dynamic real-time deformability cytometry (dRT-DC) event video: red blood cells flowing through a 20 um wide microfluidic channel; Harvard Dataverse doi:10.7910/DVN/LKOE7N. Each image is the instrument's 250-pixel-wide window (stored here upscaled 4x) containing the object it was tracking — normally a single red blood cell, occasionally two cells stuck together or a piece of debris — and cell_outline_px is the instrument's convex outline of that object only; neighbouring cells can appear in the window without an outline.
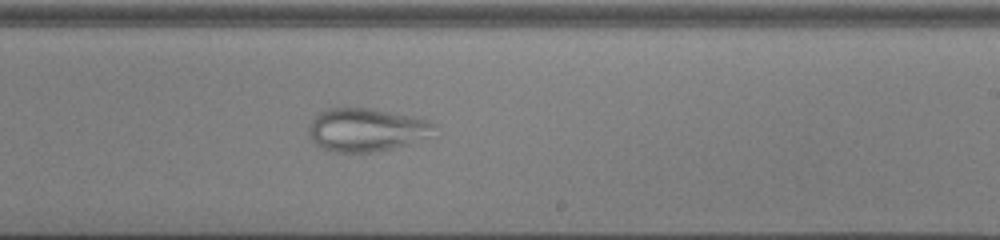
{"species": "common noctule bat (a hibernating species)", "species_latin": "Nyctalus noctula", "temperature_condition": "cold", "stored_images_in_passage": 53, "camera_frame_rate_fps": 3000, "um_per_image_px": 0.085, "animal": {"sex": "male", "body_mass_g": 13.0, "forearm_length_mm": 53.1}, "frame": {"image": 1, "passage_image": 34, "time_ms": 11.0, "image_size_px": [1000, 240], "cell_outline_px": [[436, 124], [428, 136], [412, 144], [372, 152], [336, 152], [320, 148], [312, 140], [308, 132], [308, 124], [320, 112], [328, 108], [372, 108], [416, 116], [428, 120]], "centroid_in_image_um": [31.13, 11.03], "position_along_channel_um": 257.9, "area_um2": 31.79}}
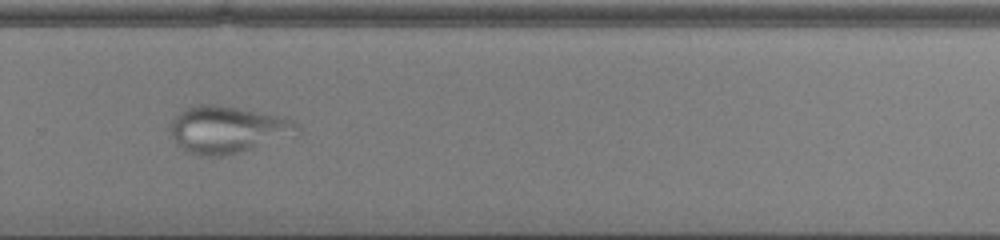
{"frame": {"image": 2, "passage_image": 38, "time_ms": 12.333, "image_size_px": [1000, 240], "cell_outline_px": [[300, 128], [240, 152], [224, 156], [196, 156], [188, 152], [172, 136], [172, 120], [180, 112], [188, 108], [200, 104], [220, 104], [284, 116], [292, 120]], "centroid_in_image_um": [19.25, 10.98], "position_along_channel_um": 310.6, "area_um2": 33.47}}